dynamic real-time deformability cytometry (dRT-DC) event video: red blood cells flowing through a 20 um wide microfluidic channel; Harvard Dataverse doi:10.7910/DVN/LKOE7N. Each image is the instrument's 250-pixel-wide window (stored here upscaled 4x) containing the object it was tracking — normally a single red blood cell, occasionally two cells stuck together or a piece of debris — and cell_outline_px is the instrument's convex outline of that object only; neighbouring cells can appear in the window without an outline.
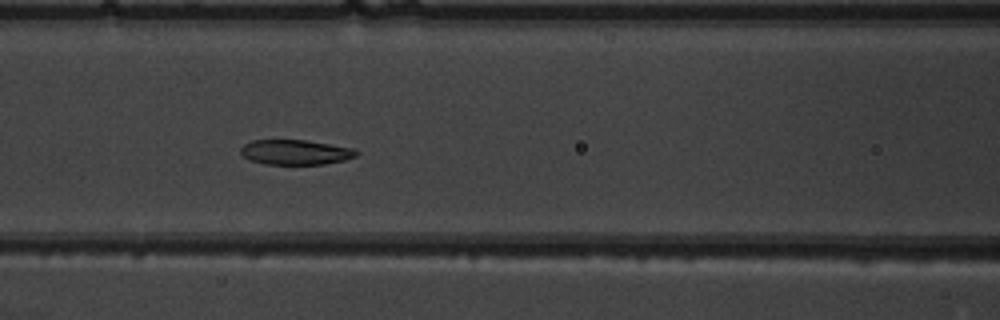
{"species": "common noctule bat (a hibernating species)", "species_latin": "Nyctalus noctula", "temperature_condition": "warm", "stored_images_in_passage": 7, "camera_frame_rate_fps": 3000, "um_per_image_px": 0.085, "animal": {"sex": "male", "body_mass_g": 19.5, "forearm_length_mm": 54.6}, "frame": {"image": 1, "passage_image": 5, "time_ms": 5.333, "image_size_px": [1000, 320], "cell_outline_px": [[360, 152], [356, 156], [344, 160], [324, 164], [264, 164], [252, 160], [244, 156], [240, 152], [240, 148], [244, 144], [252, 140], [304, 140], [352, 148]], "centroid_in_image_um": [25.1, 12.94], "position_along_channel_um": 141.5, "area_um2": 16.65}}
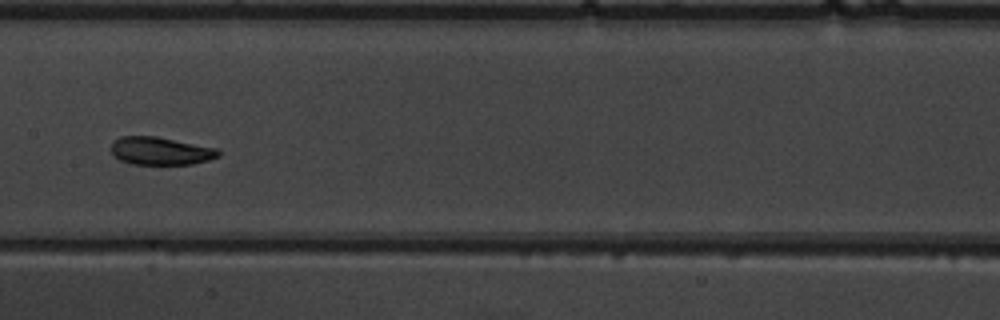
{"frame": {"image": 2, "passage_image": 6, "time_ms": 6.667, "image_size_px": [1000, 320], "cell_outline_px": [[220, 156], [208, 160], [192, 164], [132, 164], [120, 160], [112, 156], [108, 148], [112, 140], [120, 136], [156, 136], [216, 148], [220, 152]], "centroid_in_image_um": [13.56, 12.82], "position_along_channel_um": 193.8, "area_um2": 17.69}}
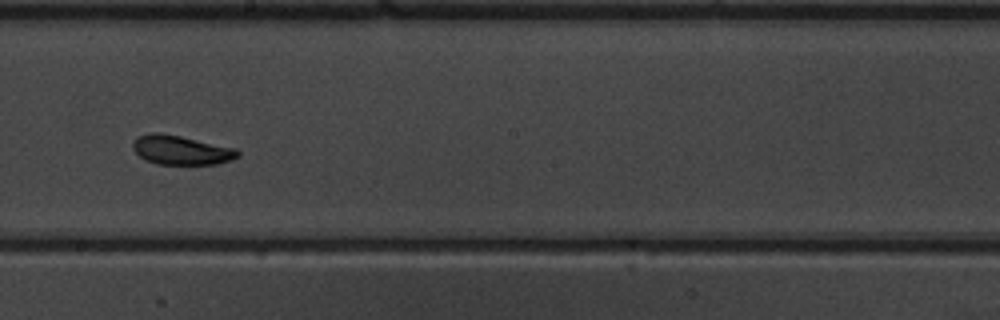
{"frame": {"image": 3, "passage_image": 7, "time_ms": 7.667, "image_size_px": [1000, 320], "cell_outline_px": [[240, 156], [232, 160], [216, 164], [156, 164], [144, 160], [132, 148], [132, 144], [136, 136], [152, 132], [160, 132], [180, 136], [236, 148], [240, 152]], "centroid_in_image_um": [15.38, 12.75], "position_along_channel_um": 232.8, "area_um2": 18.03}}